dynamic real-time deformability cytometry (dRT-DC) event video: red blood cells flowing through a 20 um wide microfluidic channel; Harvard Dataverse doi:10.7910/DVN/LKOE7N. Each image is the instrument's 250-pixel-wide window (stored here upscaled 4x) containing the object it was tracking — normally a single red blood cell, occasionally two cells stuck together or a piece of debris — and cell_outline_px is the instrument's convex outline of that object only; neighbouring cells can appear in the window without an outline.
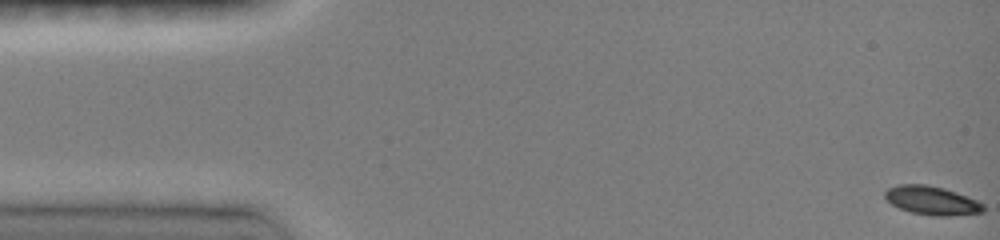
{"species": "common noctule bat (a hibernating species)", "species_latin": "Nyctalus noctula", "temperature_condition": "room temperature", "stored_images_in_passage": 47, "camera_frame_rate_fps": 3000, "um_per_image_px": 0.085, "animal": {"sex": "female", "body_mass_g": 19.0, "forearm_length_mm": 51.5}, "frame": {"image": 1, "passage_image": 1, "time_ms": 0.0, "image_size_px": [1000, 240], "cell_outline_px": [[984, 212], [948, 216], [936, 216], [912, 212], [900, 208], [892, 204], [884, 196], [884, 192], [888, 188], [896, 184], [928, 184], [944, 188], [956, 192], [976, 200], [984, 204]], "centroid_in_image_um": [79.2, 17.03], "position_along_channel_um": 5.8, "area_um2": 16.42}}
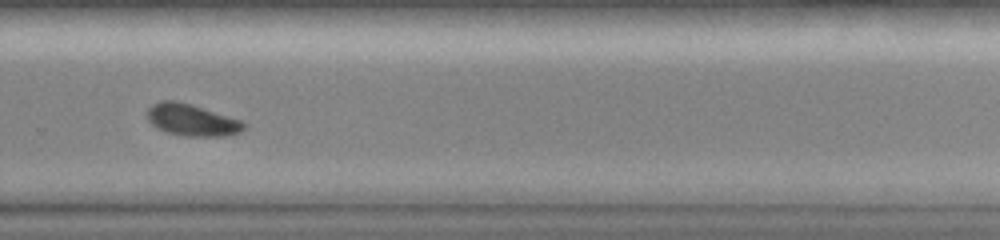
{"frame": {"image": 2, "passage_image": 33, "time_ms": 10.667, "image_size_px": [1000, 240], "cell_outline_px": [[244, 128], [240, 132], [228, 136], [188, 136], [168, 132], [152, 124], [148, 120], [148, 108], [152, 104], [160, 100], [176, 100], [240, 120], [244, 124]], "centroid_in_image_um": [16.29, 10.2], "position_along_channel_um": 313.5, "area_um2": 17.46}}
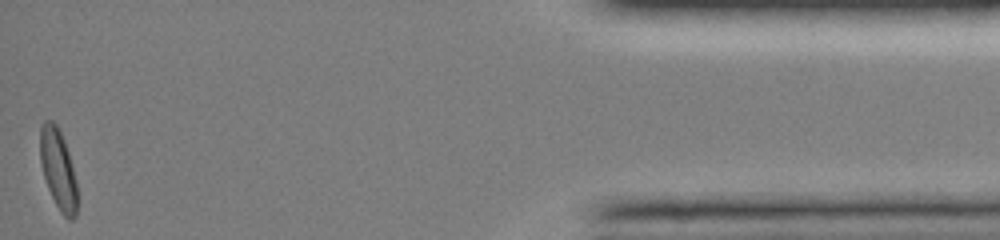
{"frame": {"image": 3, "passage_image": 47, "time_ms": 15.333, "image_size_px": [1000, 240], "cell_outline_px": [[76, 216], [72, 220], [68, 220], [60, 212], [48, 188], [40, 164], [40, 124], [44, 120], [52, 120], [56, 124], [64, 140], [68, 152], [76, 184]], "centroid_in_image_um": [4.91, 14.36], "position_along_channel_um": 430.3, "area_um2": 17.11}, "authors_computed_cell_mechanics": {"area_um2": 17.5134, "velocity_mm_per_s": 4.1105, "shape_relaxation_time_tau1_ms": 2.0101, "shape_relaxation_time_tau2_ms": null, "deformation_change_tau1": 0.1096, "deformation_change_tau2": null}}